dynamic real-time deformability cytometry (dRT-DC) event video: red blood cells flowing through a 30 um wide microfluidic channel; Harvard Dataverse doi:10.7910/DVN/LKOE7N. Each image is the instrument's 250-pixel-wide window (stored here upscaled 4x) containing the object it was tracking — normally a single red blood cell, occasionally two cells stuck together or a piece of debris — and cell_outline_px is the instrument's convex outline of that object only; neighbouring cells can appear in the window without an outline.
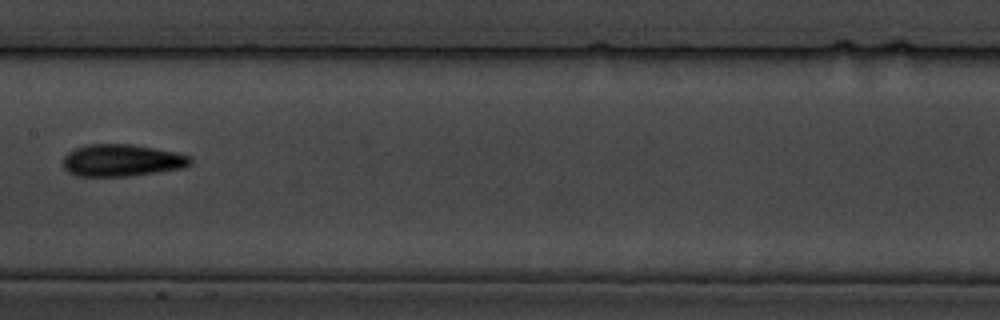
{"species": "common noctule bat (a hibernating species)", "species_latin": "Nyctalus noctula", "temperature_condition": "cold", "stored_images_in_passage": 10, "camera_frame_rate_fps": 3000, "um_per_image_px": 0.085, "animal": {"sex": "male", "body_mass_g": 19.5, "forearm_length_mm": 54.6}, "frame": {"image": 1, "passage_image": 9, "time_ms": 10.0, "image_size_px": [1000, 320], "cell_outline_px": [[192, 164], [184, 168], [128, 176], [76, 176], [68, 172], [64, 168], [64, 156], [72, 148], [88, 144], [132, 144], [176, 152], [192, 156]], "centroid_in_image_um": [10.36, 13.62], "position_along_channel_um": 197.0, "area_um2": 23.99}}
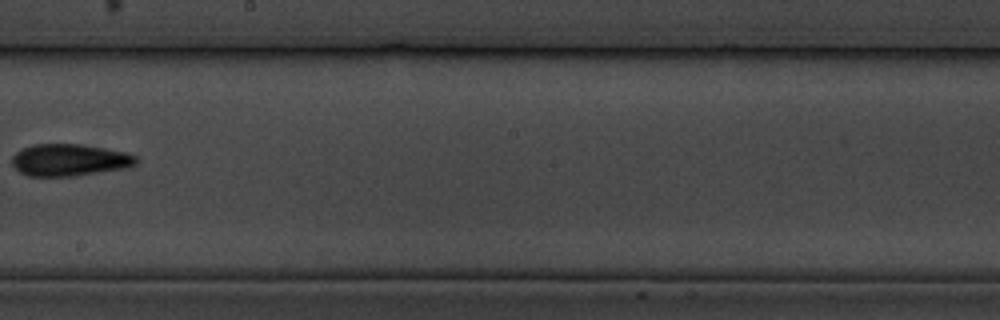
{"frame": {"image": 2, "passage_image": 10, "time_ms": 11.333, "image_size_px": [1000, 320], "cell_outline_px": [[140, 160], [136, 164], [128, 168], [76, 176], [28, 176], [20, 172], [12, 164], [12, 156], [16, 152], [32, 144], [80, 144], [128, 152], [136, 156]], "centroid_in_image_um": [5.95, 13.6], "position_along_channel_um": 242.2, "area_um2": 23.41}}